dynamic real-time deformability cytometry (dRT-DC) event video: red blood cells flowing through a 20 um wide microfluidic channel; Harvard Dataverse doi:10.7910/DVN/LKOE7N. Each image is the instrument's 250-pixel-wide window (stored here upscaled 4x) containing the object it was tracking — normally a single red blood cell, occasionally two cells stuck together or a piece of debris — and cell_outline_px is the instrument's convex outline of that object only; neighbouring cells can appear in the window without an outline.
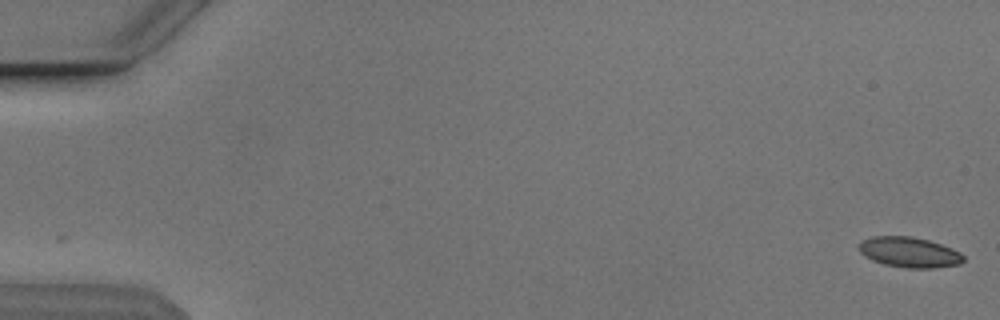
{"species": "Egyptian fruit bat (a non-hibernating species)", "species_latin": "Rousettus aegyptiacus", "temperature_condition": "cold", "stored_images_in_passage": 54, "camera_frame_rate_fps": 3000, "um_per_image_px": 0.085, "animal": {"sex": "male"}, "frame": {"image": 1, "passage_image": 1, "time_ms": 0.0, "image_size_px": [1000, 320], "cell_outline_px": [[964, 260], [960, 264], [932, 268], [904, 268], [884, 264], [872, 260], [864, 256], [860, 252], [860, 244], [864, 240], [872, 236], [908, 236], [928, 240], [952, 248], [960, 252], [964, 256]], "centroid_in_image_um": [77.31, 21.45], "position_along_channel_um": 7.7, "area_um2": 18.38}}
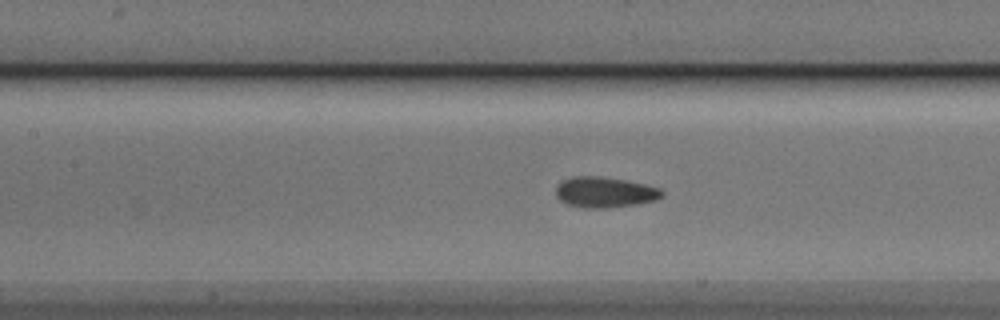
{"frame": {"image": 2, "passage_image": 25, "time_ms": 8.0, "image_size_px": [1000, 320], "cell_outline_px": [[664, 196], [656, 200], [636, 204], [608, 208], [580, 208], [568, 204], [560, 200], [556, 196], [556, 188], [564, 180], [572, 176], [596, 176], [624, 180], [644, 184], [660, 188], [664, 192]], "centroid_in_image_um": [51.42, 16.35], "position_along_channel_um": 156.0, "area_um2": 18.9}}
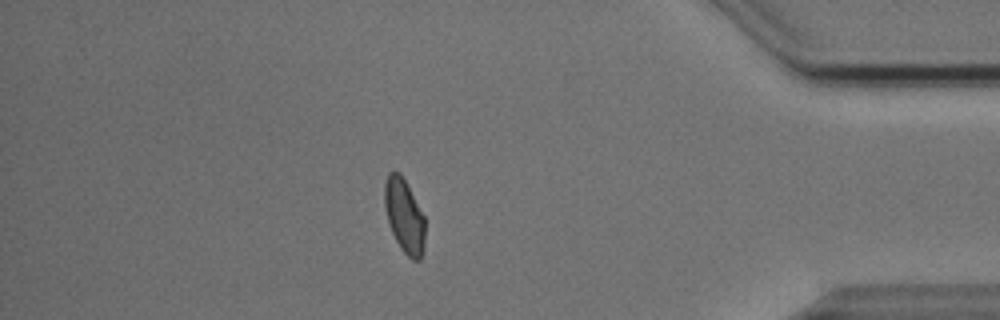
{"frame": {"image": 3, "passage_image": 47, "time_ms": 15.333, "image_size_px": [1000, 320], "cell_outline_px": [[424, 248], [420, 260], [412, 260], [400, 248], [388, 224], [384, 204], [384, 184], [388, 172], [400, 172], [424, 216]], "centroid_in_image_um": [34.35, 18.36], "position_along_channel_um": 400.9, "area_um2": 17.34}, "authors_computed_cell_mechanics": {"area_um2": 18.3226, "velocity_mm_per_s": 3.8335, "shape_relaxation_time_tau1_ms": 4.1118, "shape_relaxation_time_tau2_ms": 1.3048, "deformation_change_tau1": 0.0955, "deformation_change_tau2": 0.0586}}